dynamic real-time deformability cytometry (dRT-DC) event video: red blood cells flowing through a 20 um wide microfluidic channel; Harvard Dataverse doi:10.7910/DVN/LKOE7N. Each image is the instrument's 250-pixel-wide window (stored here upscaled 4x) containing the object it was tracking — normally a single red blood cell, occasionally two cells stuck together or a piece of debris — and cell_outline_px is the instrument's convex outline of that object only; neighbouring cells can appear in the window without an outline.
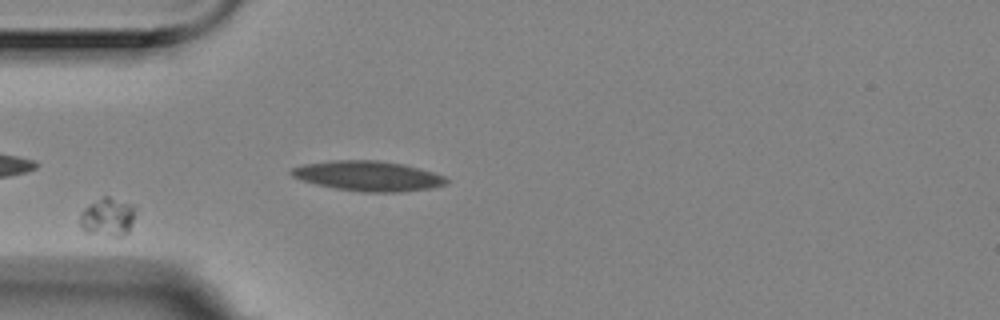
{"species": "Egyptian fruit bat (a non-hibernating species)", "species_latin": "Rousettus aegyptiacus", "temperature_condition": "room temperature", "stored_images_in_passage": 5, "camera_frame_rate_fps": 3000, "um_per_image_px": 0.085, "animal": {"sex": "female"}, "frame": {"image": 1, "passage_image": 4, "time_ms": 1.0, "image_size_px": [1000, 320], "cell_outline_px": [[136, 212], [128, 232], [124, 236], [112, 236], [84, 232], [80, 224], [80, 212], [88, 204], [104, 196], [108, 196], [132, 204], [136, 208]], "centroid_in_image_um": [9.15, 18.44], "position_along_channel_um": 75.8, "area_um2": 12.54}}